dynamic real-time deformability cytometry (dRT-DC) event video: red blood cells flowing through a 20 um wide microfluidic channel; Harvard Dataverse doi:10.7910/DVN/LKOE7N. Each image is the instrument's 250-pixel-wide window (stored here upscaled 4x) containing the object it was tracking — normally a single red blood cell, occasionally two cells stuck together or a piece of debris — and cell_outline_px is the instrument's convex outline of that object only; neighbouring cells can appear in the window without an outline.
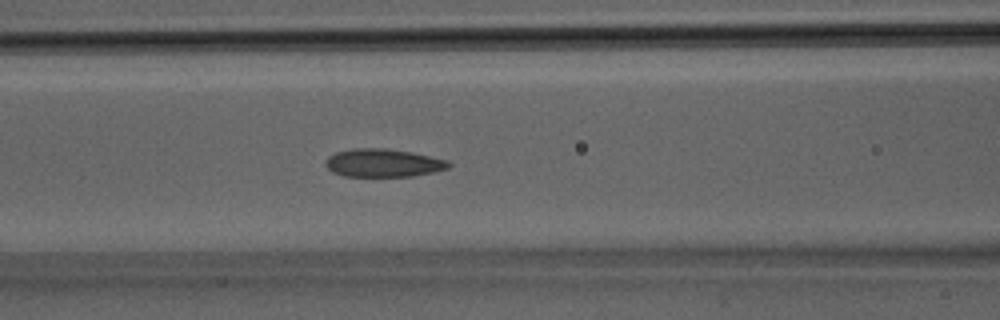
{"species": "Egyptian fruit bat (a non-hibernating species)", "species_latin": "Rousettus aegyptiacus", "temperature_condition": "room temperature", "stored_images_in_passage": 28, "camera_frame_rate_fps": 3000, "um_per_image_px": 0.085, "animal": {"sex": "male"}, "frame": {"image": 1, "passage_image": 9, "time_ms": 2.667, "image_size_px": [1000, 320], "cell_outline_px": [[452, 164], [448, 168], [432, 172], [412, 176], [344, 176], [332, 172], [324, 164], [328, 156], [336, 152], [352, 148], [388, 148], [412, 152], [448, 160]], "centroid_in_image_um": [32.56, 13.84], "position_along_channel_um": 134.0, "area_um2": 20.23}}
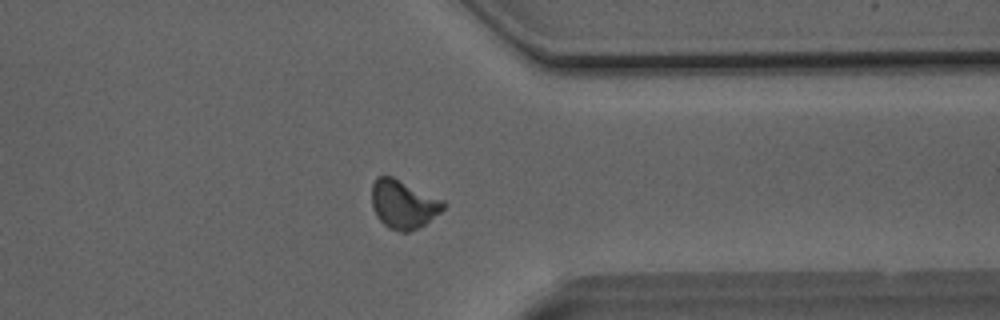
{"frame": {"image": 2, "passage_image": 21, "time_ms": 6.667, "image_size_px": [1000, 320], "cell_outline_px": [[448, 204], [440, 212], [424, 224], [408, 232], [400, 232], [388, 228], [376, 216], [372, 204], [372, 184], [376, 176], [392, 176], [444, 200]], "centroid_in_image_um": [34.28, 17.35], "position_along_channel_um": 377.1, "area_um2": 20.23}}
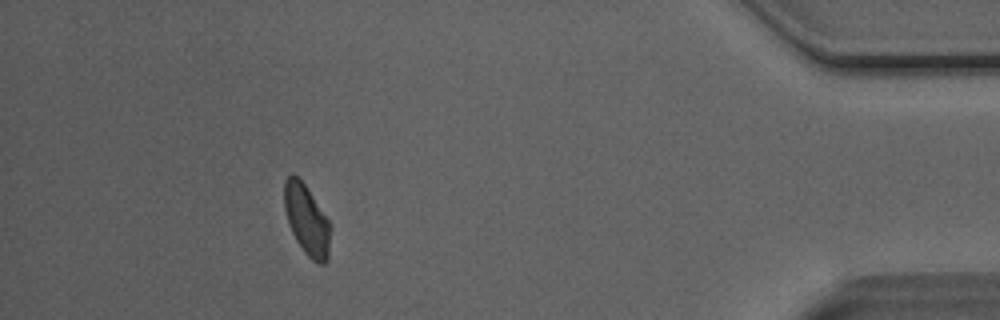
{"frame": {"image": 3, "passage_image": 25, "time_ms": 8.0, "image_size_px": [1000, 320], "cell_outline_px": [[332, 228], [328, 260], [324, 264], [316, 264], [304, 252], [296, 240], [288, 224], [284, 208], [284, 180], [292, 172], [304, 184], [332, 224]], "centroid_in_image_um": [26.1, 18.73], "position_along_channel_um": 409.1, "area_um2": 19.25}}